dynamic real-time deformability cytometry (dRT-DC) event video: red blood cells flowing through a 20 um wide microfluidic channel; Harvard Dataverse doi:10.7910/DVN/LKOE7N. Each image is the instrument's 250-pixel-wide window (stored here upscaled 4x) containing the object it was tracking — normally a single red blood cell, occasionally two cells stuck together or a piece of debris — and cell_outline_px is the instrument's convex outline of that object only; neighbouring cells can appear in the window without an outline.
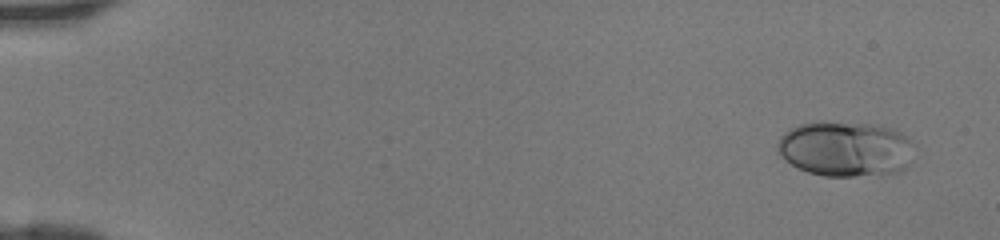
{"species": "human", "species_latin": "Homo sapiens", "temperature_condition": "room temperature", "stored_images_in_passage": 44, "camera_frame_rate_fps": 3000, "um_per_image_px": 0.085, "donor": {"sex": "female"}, "frame": {"image": 1, "passage_image": 1, "time_ms": 0.0, "image_size_px": [1000, 240], "cell_outline_px": [[916, 144], [912, 164], [900, 172], [852, 176], [824, 176], [808, 172], [784, 160], [776, 148], [776, 144], [780, 136], [784, 132], [800, 124], [816, 120], [824, 120], [872, 124], [892, 128], [908, 136]], "centroid_in_image_um": [71.92, 12.63], "position_along_channel_um": 13.1, "area_um2": 45.14}}
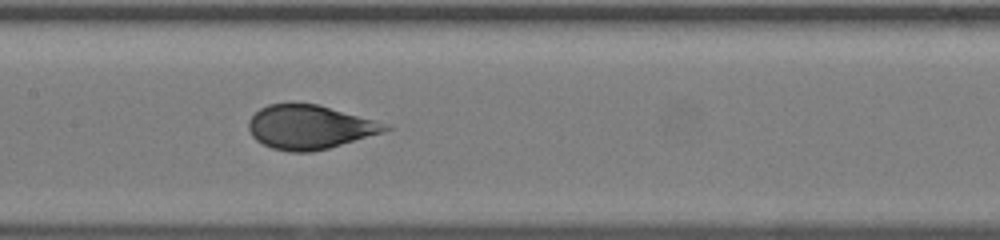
{"frame": {"image": 2, "passage_image": 22, "time_ms": 7.0, "image_size_px": [1000, 240], "cell_outline_px": [[392, 128], [380, 132], [328, 148], [312, 152], [292, 152], [272, 148], [256, 140], [252, 136], [248, 128], [248, 120], [260, 108], [268, 104], [292, 100], [320, 104], [376, 120], [388, 124]], "centroid_in_image_um": [26.26, 10.75], "position_along_channel_um": 181.1, "area_um2": 35.43}}
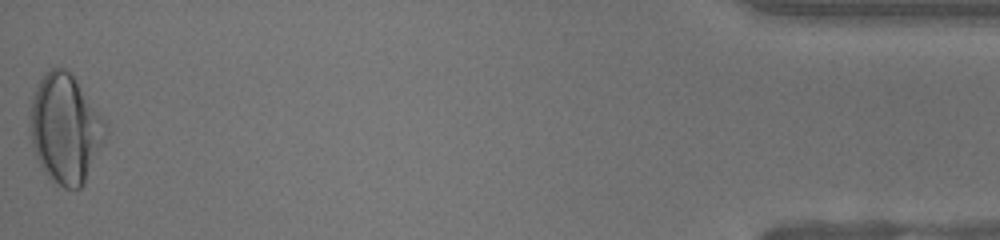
{"frame": {"image": 3, "passage_image": 44, "time_ms": 14.333, "image_size_px": [1000, 240], "cell_outline_px": [[108, 136], [84, 184], [76, 192], [64, 188], [48, 176], [44, 172], [32, 148], [28, 132], [28, 116], [32, 100], [36, 88], [44, 72], [52, 68], [68, 68], [108, 124]], "centroid_in_image_um": [5.56, 10.96], "position_along_channel_um": 429.6, "area_um2": 48.96}}